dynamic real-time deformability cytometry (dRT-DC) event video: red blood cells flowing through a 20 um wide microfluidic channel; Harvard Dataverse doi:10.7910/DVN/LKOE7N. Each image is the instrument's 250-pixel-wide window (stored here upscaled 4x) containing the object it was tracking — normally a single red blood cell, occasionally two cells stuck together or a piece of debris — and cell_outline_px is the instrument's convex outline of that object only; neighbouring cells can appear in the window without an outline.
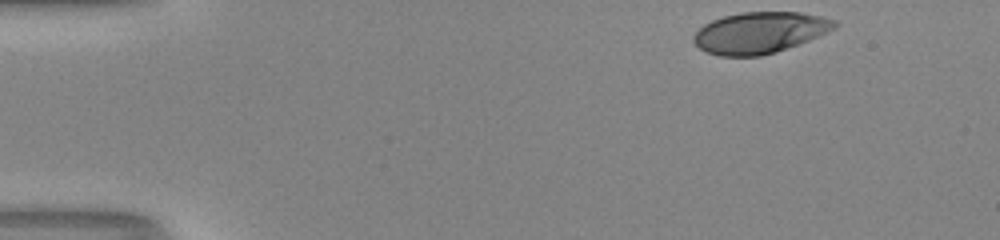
{"species": "human", "species_latin": "Homo sapiens", "temperature_condition": "room temperature", "stored_images_in_passage": 37, "camera_frame_rate_fps": 3000, "um_per_image_px": 0.085, "donor": {"sex": "male"}, "frame": {"image": 1, "passage_image": 1, "time_ms": 0.0, "image_size_px": [1000, 240], "cell_outline_px": [[840, 24], [836, 28], [828, 32], [808, 40], [776, 52], [760, 56], [720, 56], [708, 52], [700, 48], [692, 40], [692, 36], [704, 24], [712, 20], [724, 16], [740, 12], [800, 12], [820, 16], [836, 20]], "centroid_in_image_um": [64.59, 2.77], "position_along_channel_um": 20.4, "area_um2": 33.87}}
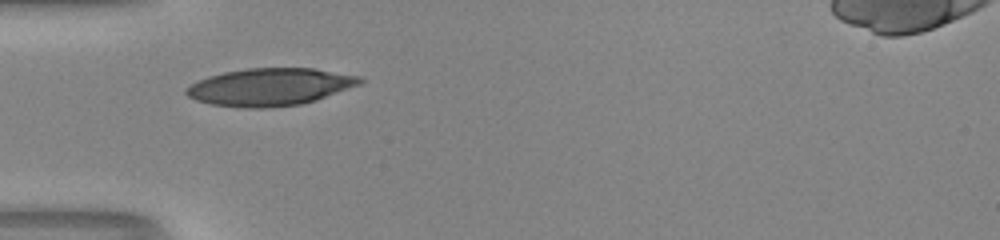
{"frame": {"image": 2, "passage_image": 12, "time_ms": 3.667, "image_size_px": [1000, 240], "cell_outline_px": [[364, 80], [360, 84], [316, 100], [300, 104], [264, 108], [244, 108], [212, 104], [196, 100], [188, 96], [184, 92], [184, 88], [208, 76], [224, 72], [248, 68], [316, 68], [360, 76]], "centroid_in_image_um": [22.95, 7.38], "position_along_channel_um": 62.1, "area_um2": 37.8}}
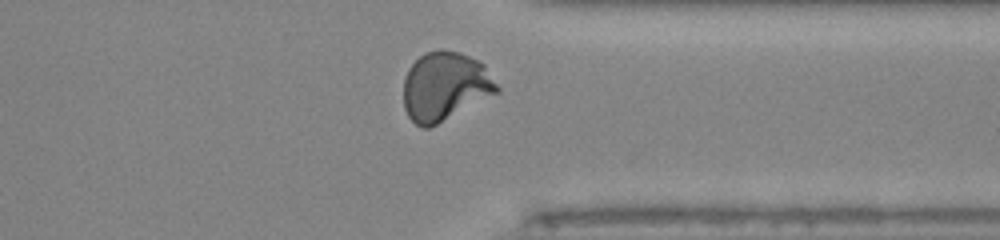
{"frame": {"image": 3, "passage_image": 35, "time_ms": 11.333, "image_size_px": [1000, 240], "cell_outline_px": [[500, 92], [428, 128], [420, 128], [408, 116], [404, 108], [404, 80], [408, 68], [424, 52], [440, 48], [460, 52], [484, 64], [500, 88]], "centroid_in_image_um": [37.82, 7.32], "position_along_channel_um": 373.6, "area_um2": 37.51}, "authors_computed_cell_mechanics": {"area_um2": 35.7782, "velocity_mm_per_s": 4.139, "shape_relaxation_time_tau1_ms": 4.871, "shape_relaxation_time_tau2_ms": null, "deformation_change_tau1": 0.2181, "deformation_change_tau2": null}}